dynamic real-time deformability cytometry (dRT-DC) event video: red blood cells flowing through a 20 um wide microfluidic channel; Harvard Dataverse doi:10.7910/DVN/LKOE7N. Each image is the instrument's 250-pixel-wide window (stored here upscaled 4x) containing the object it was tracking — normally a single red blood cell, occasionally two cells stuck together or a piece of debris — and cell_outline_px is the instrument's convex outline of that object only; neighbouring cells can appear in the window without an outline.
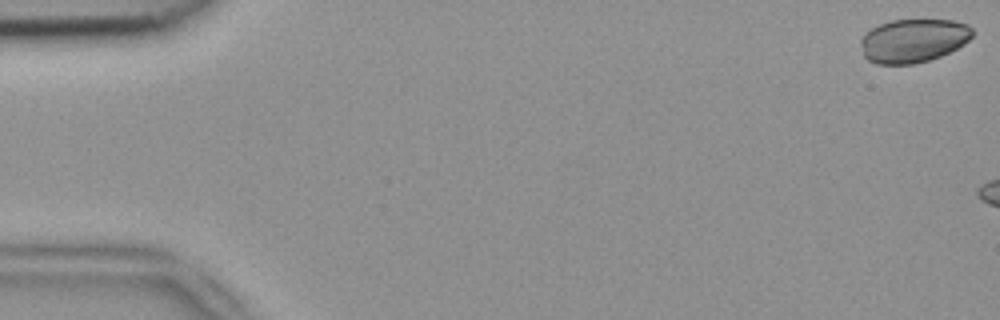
{"species": "common noctule bat (a hibernating species)", "species_latin": "Nyctalus noctula", "temperature_condition": "room temperature", "stored_images_in_passage": 15, "camera_frame_rate_fps": 3000, "um_per_image_px": 0.085, "animal": {"sex": "female", "body_mass_g": 18.4}, "frame": {"image": 1, "passage_image": 1, "time_ms": 0.0, "image_size_px": [1000, 320], "cell_outline_px": [[976, 32], [964, 44], [940, 56], [916, 64], [876, 64], [868, 60], [864, 56], [860, 44], [860, 40], [864, 32], [880, 24], [892, 20], [952, 20], [968, 24]], "centroid_in_image_um": [77.62, 3.45], "position_along_channel_um": 7.4, "area_um2": 28.55}}